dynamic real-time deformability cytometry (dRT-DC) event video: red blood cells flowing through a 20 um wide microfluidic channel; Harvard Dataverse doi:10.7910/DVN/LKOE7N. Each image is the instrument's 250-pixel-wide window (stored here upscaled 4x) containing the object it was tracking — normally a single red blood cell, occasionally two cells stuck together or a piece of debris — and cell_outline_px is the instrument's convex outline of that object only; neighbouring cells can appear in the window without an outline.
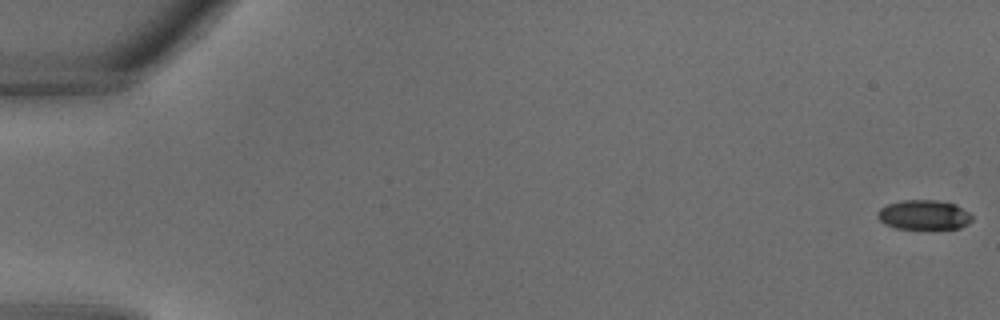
{"species": "common noctule bat (a hibernating species)", "species_latin": "Nyctalus noctula", "temperature_condition": "warm", "stored_images_in_passage": 34, "camera_frame_rate_fps": 3000, "um_per_image_px": 0.085, "animal": {"sex": "male", "body_mass_g": 18.8}, "frame": {"image": 1, "passage_image": 1, "time_ms": 0.0, "image_size_px": [1000, 320], "cell_outline_px": [[972, 220], [968, 224], [960, 228], [896, 228], [884, 224], [876, 216], [876, 212], [880, 208], [888, 204], [904, 200], [936, 200], [956, 204], [968, 212], [972, 216]], "centroid_in_image_um": [78.52, 18.26], "position_along_channel_um": 6.5, "area_um2": 16.24}}
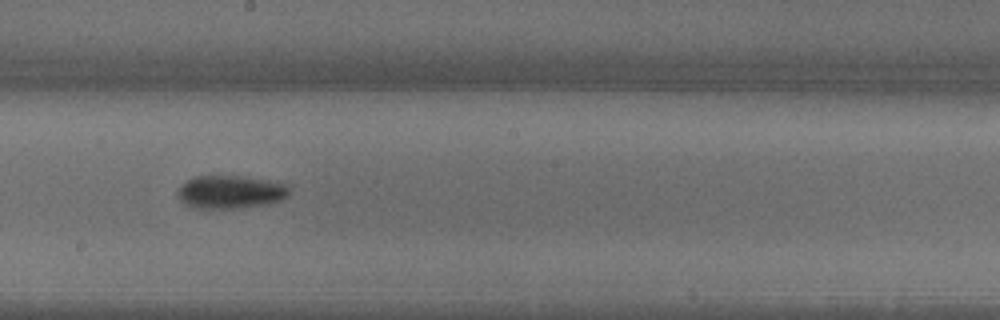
{"frame": {"image": 2, "passage_image": 20, "time_ms": 6.333, "image_size_px": [1000, 320], "cell_outline_px": [[292, 188], [288, 196], [280, 200], [268, 204], [240, 208], [196, 208], [184, 204], [180, 200], [176, 192], [180, 184], [184, 180], [196, 176], [244, 176], [268, 180], [288, 184]], "centroid_in_image_um": [19.59, 16.31], "position_along_channel_um": 228.6, "area_um2": 21.96}}
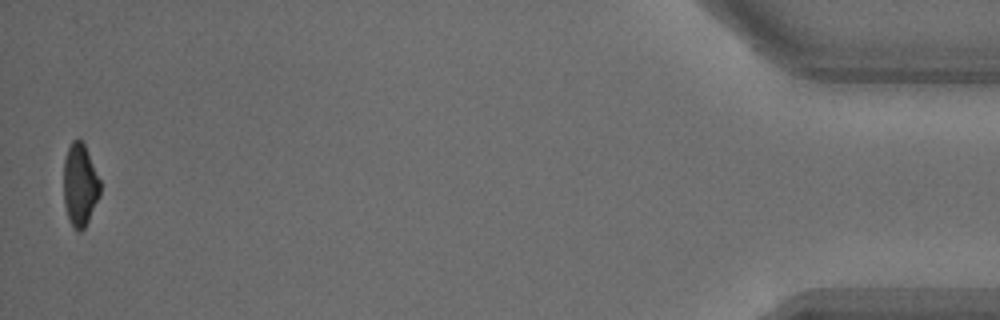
{"frame": {"image": 3, "passage_image": 34, "time_ms": 11.0, "image_size_px": [1000, 320], "cell_outline_px": [[100, 196], [84, 228], [80, 232], [76, 232], [72, 228], [64, 204], [64, 160], [68, 148], [72, 140], [80, 140], [84, 144], [100, 180]], "centroid_in_image_um": [6.79, 15.76], "position_along_channel_um": 428.4, "area_um2": 17.46}}